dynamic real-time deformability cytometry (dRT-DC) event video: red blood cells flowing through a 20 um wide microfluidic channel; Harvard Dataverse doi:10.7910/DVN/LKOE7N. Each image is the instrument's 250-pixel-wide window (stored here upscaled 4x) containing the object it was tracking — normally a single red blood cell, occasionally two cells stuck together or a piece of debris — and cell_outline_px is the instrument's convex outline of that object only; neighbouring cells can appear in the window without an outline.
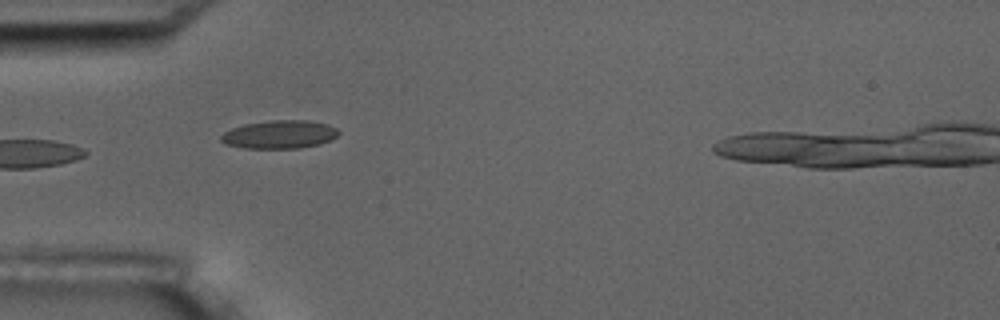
{"species": "common noctule bat (a hibernating species)", "species_latin": "Nyctalus noctula", "temperature_condition": "room temperature", "stored_images_in_passage": 4, "camera_frame_rate_fps": 3000, "um_per_image_px": 0.085, "animal": {"sex": "male", "body_mass_g": 17.5, "forearm_length_mm": 52.3}, "frame": {"image": 1, "passage_image": 1, "time_ms": 0.0, "image_size_px": [1000, 320], "cell_outline_px": [[340, 132], [332, 140], [320, 144], [300, 148], [244, 148], [224, 144], [220, 140], [220, 136], [224, 132], [232, 128], [244, 124], [272, 120], [308, 120], [328, 124], [336, 128]], "centroid_in_image_um": [23.76, 11.43], "position_along_channel_um": 61.2, "area_um2": 19.48}}
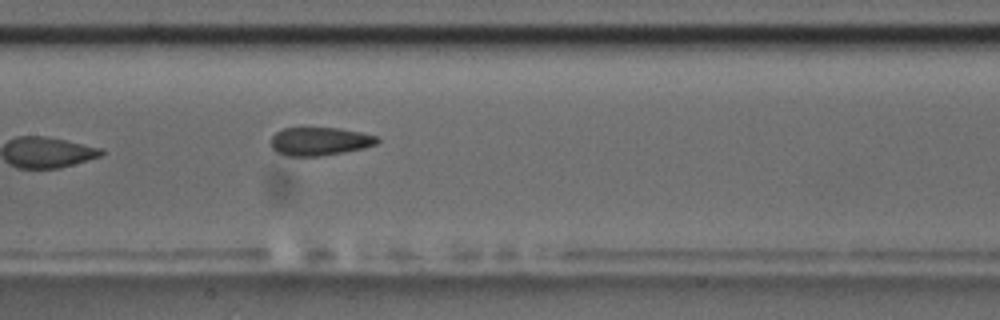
{"frame": {"image": 2, "passage_image": 4, "time_ms": 3.333, "image_size_px": [1000, 320], "cell_outline_px": [[380, 140], [376, 144], [364, 148], [344, 152], [320, 156], [288, 156], [276, 152], [272, 148], [272, 136], [276, 132], [284, 128], [340, 128], [380, 136]], "centroid_in_image_um": [27.21, 12.01], "position_along_channel_um": 180.2, "area_um2": 17.57}}